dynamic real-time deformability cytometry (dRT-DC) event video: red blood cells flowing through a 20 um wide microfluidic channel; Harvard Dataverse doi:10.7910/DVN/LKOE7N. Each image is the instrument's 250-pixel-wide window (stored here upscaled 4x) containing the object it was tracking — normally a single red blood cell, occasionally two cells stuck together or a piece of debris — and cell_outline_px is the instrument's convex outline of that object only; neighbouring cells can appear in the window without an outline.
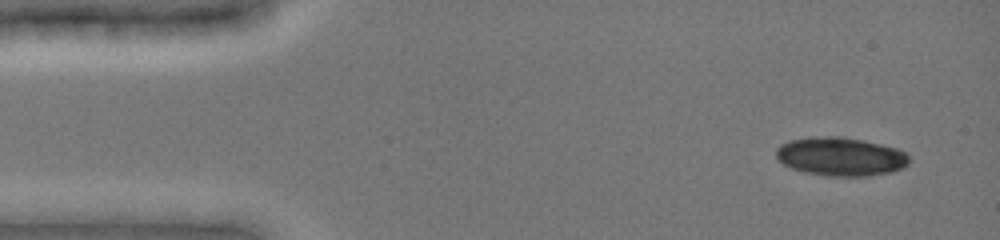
{"species": "common noctule bat (a hibernating species)", "species_latin": "Nyctalus noctula", "temperature_condition": "cold", "stored_images_in_passage": 4, "camera_frame_rate_fps": 3000, "um_per_image_px": 0.085, "animal": {"sex": "female", "body_mass_g": 19.0, "forearm_length_mm": 51.5}, "frame": {"image": 1, "passage_image": 1, "time_ms": 0.0, "image_size_px": [1000, 240], "cell_outline_px": [[908, 164], [904, 168], [892, 172], [868, 176], [828, 176], [804, 172], [792, 168], [784, 164], [776, 156], [776, 148], [780, 144], [788, 140], [812, 136], [840, 136], [864, 140], [896, 148], [904, 152], [908, 156]], "centroid_in_image_um": [71.44, 13.3], "position_along_channel_um": 13.6, "area_um2": 30.11}}